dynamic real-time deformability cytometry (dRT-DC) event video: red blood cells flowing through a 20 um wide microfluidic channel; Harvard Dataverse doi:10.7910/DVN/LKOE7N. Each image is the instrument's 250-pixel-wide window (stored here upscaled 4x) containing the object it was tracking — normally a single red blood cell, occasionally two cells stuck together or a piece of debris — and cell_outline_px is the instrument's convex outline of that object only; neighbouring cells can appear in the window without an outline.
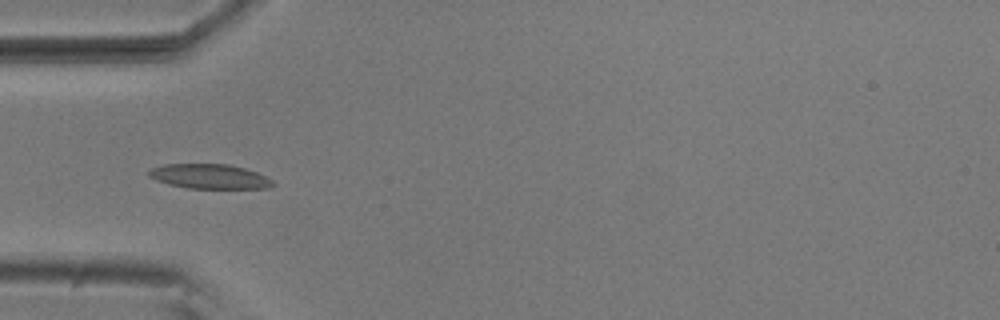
{"species": "common noctule bat (a hibernating species)", "species_latin": "Nyctalus noctula", "temperature_condition": "room temperature", "stored_images_in_passage": 5, "camera_frame_rate_fps": 3000, "um_per_image_px": 0.085, "animal": {"sex": "male", "body_mass_g": 20.5, "forearm_length_mm": 52.5}, "frame": {"image": 1, "passage_image": 5, "time_ms": 1.333, "image_size_px": [1000, 320], "cell_outline_px": [[276, 184], [268, 188], [188, 188], [168, 184], [156, 180], [148, 176], [148, 172], [152, 168], [164, 164], [228, 164], [244, 168], [256, 172], [272, 180]], "centroid_in_image_um": [17.8, 14.99], "position_along_channel_um": 67.2, "area_um2": 17.69}}